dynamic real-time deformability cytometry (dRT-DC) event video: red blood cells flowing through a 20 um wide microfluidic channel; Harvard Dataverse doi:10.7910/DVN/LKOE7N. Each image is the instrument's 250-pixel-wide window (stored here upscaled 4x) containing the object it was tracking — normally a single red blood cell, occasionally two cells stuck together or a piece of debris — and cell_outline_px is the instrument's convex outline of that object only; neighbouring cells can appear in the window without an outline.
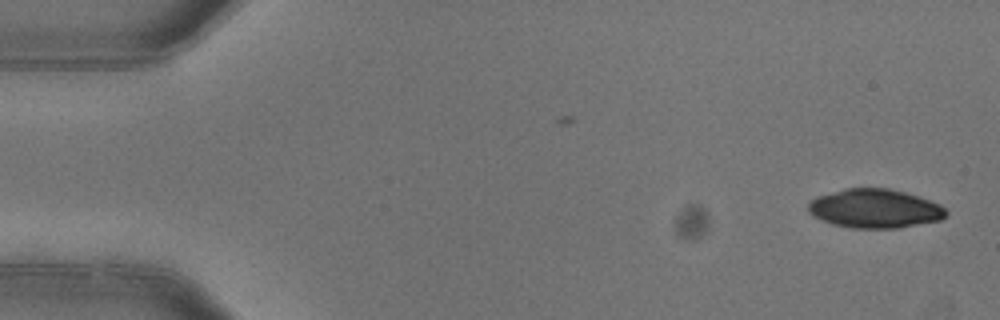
{"species": "common noctule bat (a hibernating species)", "species_latin": "Nyctalus noctula", "temperature_condition": "warm", "stored_images_in_passage": 2, "camera_frame_rate_fps": 3000, "um_per_image_px": 0.085, "animal": {"sex": "female"}, "frame": {"image": 1, "passage_image": 2, "time_ms": 0.333, "image_size_px": [1000, 320], "cell_outline_px": [[948, 216], [940, 220], [900, 228], [852, 228], [832, 224], [812, 216], [808, 212], [808, 204], [816, 196], [844, 188], [888, 188], [904, 192], [940, 204], [948, 212]], "centroid_in_image_um": [74.34, 17.73], "position_along_channel_um": 10.7, "area_um2": 31.39}}